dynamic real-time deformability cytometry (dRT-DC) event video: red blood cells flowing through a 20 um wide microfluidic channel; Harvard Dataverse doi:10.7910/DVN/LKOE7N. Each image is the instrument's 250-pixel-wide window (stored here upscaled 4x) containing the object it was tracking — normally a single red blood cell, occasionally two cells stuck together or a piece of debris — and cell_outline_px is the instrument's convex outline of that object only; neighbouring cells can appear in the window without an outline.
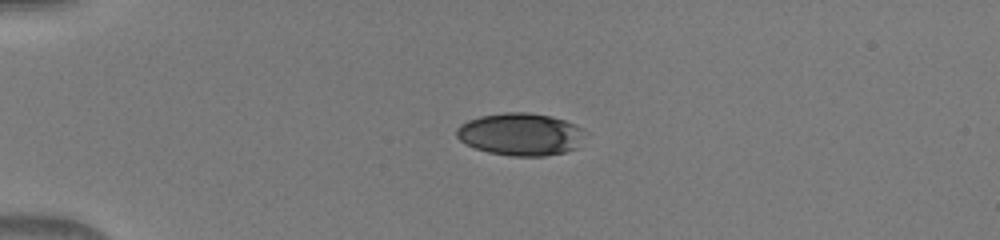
{"species": "human", "species_latin": "Homo sapiens", "temperature_condition": "warm", "stored_images_in_passage": 38, "camera_frame_rate_fps": 3000, "um_per_image_px": 0.085, "donor": {"sex": "male"}, "frame": {"image": 1, "passage_image": 1, "time_ms": 0.0, "image_size_px": [1000, 240], "cell_outline_px": [[588, 132], [576, 148], [564, 152], [544, 156], [512, 156], [488, 152], [476, 148], [460, 140], [456, 136], [456, 128], [460, 124], [468, 120], [480, 116], [504, 112], [528, 112], [552, 116], [576, 124]], "centroid_in_image_um": [44.27, 11.4], "position_along_channel_um": 40.7, "area_um2": 32.02}}
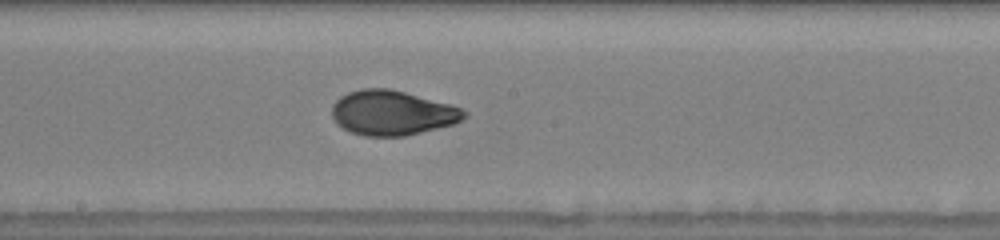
{"frame": {"image": 2, "passage_image": 17, "time_ms": 5.333, "image_size_px": [1000, 240], "cell_outline_px": [[468, 116], [452, 124], [404, 136], [364, 136], [352, 132], [336, 124], [332, 116], [332, 104], [340, 96], [348, 92], [360, 88], [388, 88], [452, 104], [468, 112]], "centroid_in_image_um": [33.32, 9.58], "position_along_channel_um": 214.9, "area_um2": 34.45}}
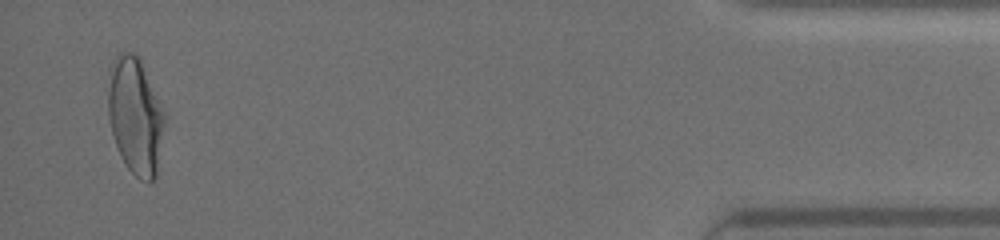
{"frame": {"image": 3, "passage_image": 37, "time_ms": 12.0, "image_size_px": [1000, 240], "cell_outline_px": [[164, 124], [156, 176], [148, 184], [140, 180], [128, 168], [120, 156], [112, 132], [108, 116], [108, 68], [112, 60], [120, 52], [132, 52], [140, 60], [164, 112]], "centroid_in_image_um": [11.47, 9.85], "position_along_channel_um": 423.7, "area_um2": 38.21}}